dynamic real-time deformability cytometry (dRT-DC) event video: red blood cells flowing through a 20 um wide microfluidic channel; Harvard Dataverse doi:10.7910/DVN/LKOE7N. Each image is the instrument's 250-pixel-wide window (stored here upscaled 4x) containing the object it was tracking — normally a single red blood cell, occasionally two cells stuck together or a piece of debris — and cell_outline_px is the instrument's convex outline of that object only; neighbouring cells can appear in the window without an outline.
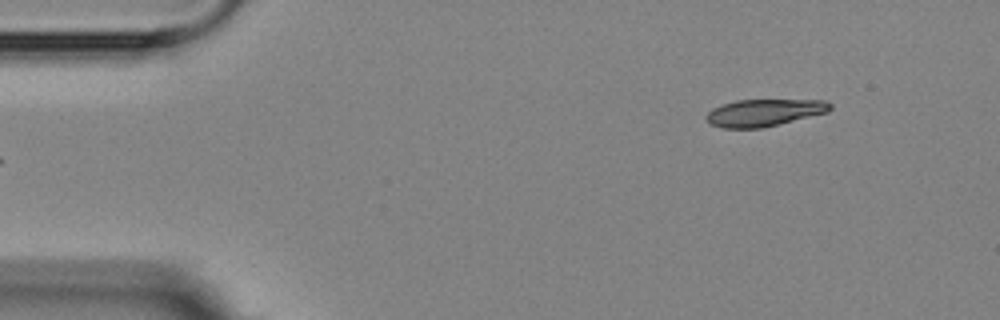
{"species": "Egyptian fruit bat (a non-hibernating species)", "species_latin": "Rousettus aegyptiacus", "temperature_condition": "room temperature", "stored_images_in_passage": 5, "segment_of_instrument_passage": [2, 2], "camera_frame_rate_fps": 3000, "um_per_image_px": 0.085, "animal": {"sex": "female"}, "frame": {"image": 1, "passage_image": 5, "time_ms": 4.667, "image_size_px": [1000, 320], "cell_outline_px": [[832, 108], [828, 112], [764, 128], [720, 128], [708, 124], [704, 120], [704, 116], [712, 108], [736, 100], [824, 100], [832, 104]], "centroid_in_image_um": [64.91, 9.59], "position_along_channel_um": 20.1, "area_um2": 19.83}}